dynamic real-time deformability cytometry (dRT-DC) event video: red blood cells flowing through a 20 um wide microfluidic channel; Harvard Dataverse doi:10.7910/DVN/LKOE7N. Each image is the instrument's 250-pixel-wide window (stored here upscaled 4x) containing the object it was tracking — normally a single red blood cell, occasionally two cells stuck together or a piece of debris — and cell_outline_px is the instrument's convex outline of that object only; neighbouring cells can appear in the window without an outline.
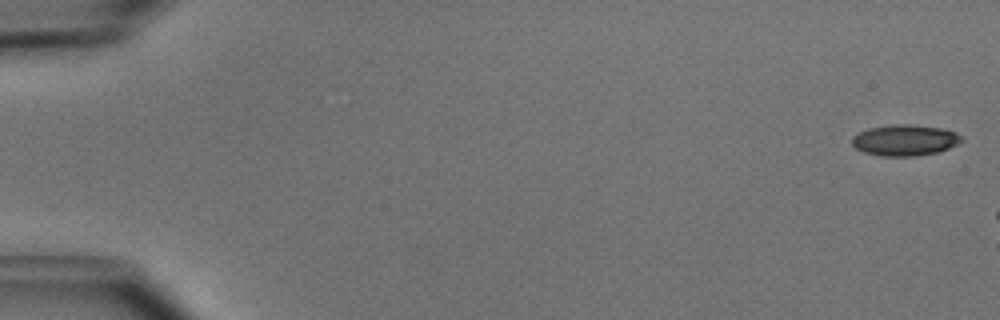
{"species": "common noctule bat (a hibernating species)", "species_latin": "Nyctalus noctula", "temperature_condition": "cold", "stored_images_in_passage": 7, "camera_frame_rate_fps": 3000, "um_per_image_px": 0.085, "animal": {"sex": "male", "body_mass_g": 15.6}, "frame": {"image": 1, "passage_image": 1, "time_ms": 0.0, "image_size_px": [1000, 320], "cell_outline_px": [[964, 140], [948, 148], [936, 152], [916, 156], [880, 156], [864, 152], [856, 148], [852, 144], [852, 136], [868, 128], [892, 124], [908, 124], [940, 128], [956, 132], [964, 136]], "centroid_in_image_um": [76.91, 11.91], "position_along_channel_um": 8.1, "area_um2": 19.83}}